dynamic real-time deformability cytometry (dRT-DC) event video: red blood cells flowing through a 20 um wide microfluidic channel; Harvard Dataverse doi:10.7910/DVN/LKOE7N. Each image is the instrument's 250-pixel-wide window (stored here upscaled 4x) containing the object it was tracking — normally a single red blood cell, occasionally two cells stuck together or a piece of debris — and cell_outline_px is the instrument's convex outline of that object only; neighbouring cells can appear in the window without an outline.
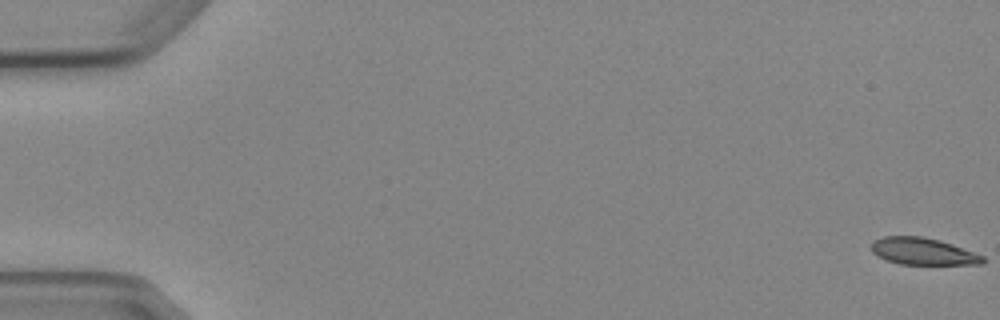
{"species": "Egyptian fruit bat (a non-hibernating species)", "species_latin": "Rousettus aegyptiacus", "temperature_condition": "cold", "stored_images_in_passage": 7, "camera_frame_rate_fps": 3000, "um_per_image_px": 0.085, "animal": {"sex": "female"}, "frame": {"image": 1, "passage_image": 1, "time_ms": 0.0, "image_size_px": [1000, 320], "cell_outline_px": [[984, 264], [900, 264], [884, 260], [872, 252], [872, 240], [884, 236], [924, 236], [940, 240], [952, 244], [984, 256]], "centroid_in_image_um": [78.42, 21.36], "position_along_channel_um": 6.6, "area_um2": 17.57}}
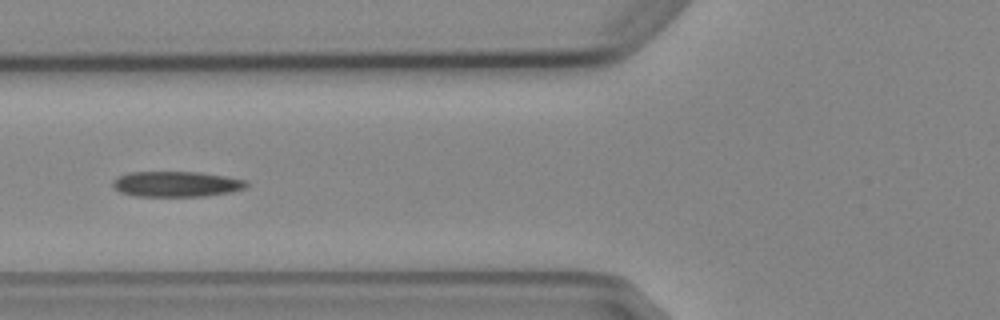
{"frame": {"image": 2, "passage_image": 7, "time_ms": 7.0, "image_size_px": [1000, 320], "cell_outline_px": [[248, 184], [244, 188], [232, 192], [204, 196], [136, 196], [120, 192], [112, 184], [112, 180], [116, 176], [128, 172], [200, 172], [248, 180]], "centroid_in_image_um": [14.98, 15.64], "position_along_channel_um": 110.8, "area_um2": 19.94}}